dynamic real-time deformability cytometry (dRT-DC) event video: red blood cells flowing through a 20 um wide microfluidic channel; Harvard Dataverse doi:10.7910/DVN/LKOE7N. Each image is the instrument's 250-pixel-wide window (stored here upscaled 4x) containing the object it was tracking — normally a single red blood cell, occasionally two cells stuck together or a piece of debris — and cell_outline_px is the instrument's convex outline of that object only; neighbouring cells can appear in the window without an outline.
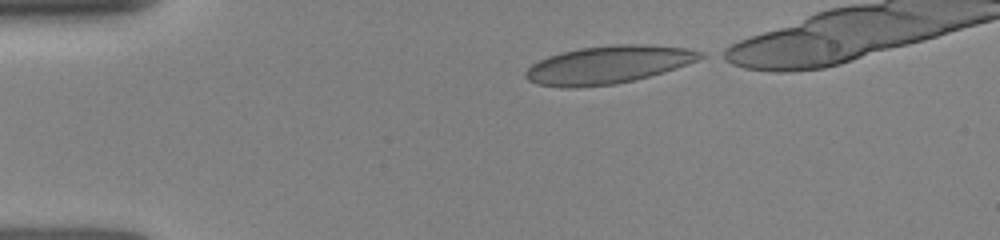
{"species": "human", "species_latin": "Homo sapiens", "temperature_condition": "room temperature", "stored_images_in_passage": 52, "camera_frame_rate_fps": 3000, "um_per_image_px": 0.085, "donor": {"sex": "female"}, "frame": {"image": 1, "passage_image": 1, "time_ms": 0.0, "image_size_px": [1000, 240], "cell_outline_px": [[708, 56], [688, 64], [676, 68], [648, 76], [616, 84], [576, 88], [560, 88], [536, 84], [528, 80], [524, 76], [524, 72], [532, 64], [548, 56], [580, 48], [612, 44], [640, 44], [688, 48], [704, 52]], "centroid_in_image_um": [51.69, 5.51], "position_along_channel_um": 33.3, "area_um2": 38.67}}
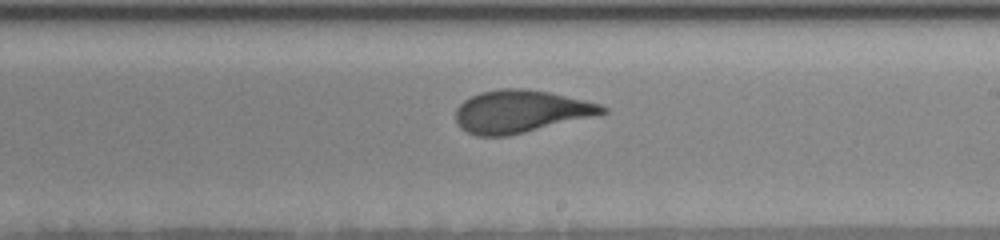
{"frame": {"image": 2, "passage_image": 33, "time_ms": 6.333, "image_size_px": [1000, 240], "cell_outline_px": [[608, 112], [592, 116], [508, 136], [476, 136], [460, 128], [456, 120], [456, 108], [464, 100], [480, 92], [504, 88], [524, 88], [548, 92], [584, 100], [600, 104], [608, 108]], "centroid_in_image_um": [44.22, 9.47], "position_along_channel_um": 244.8, "area_um2": 36.01}}
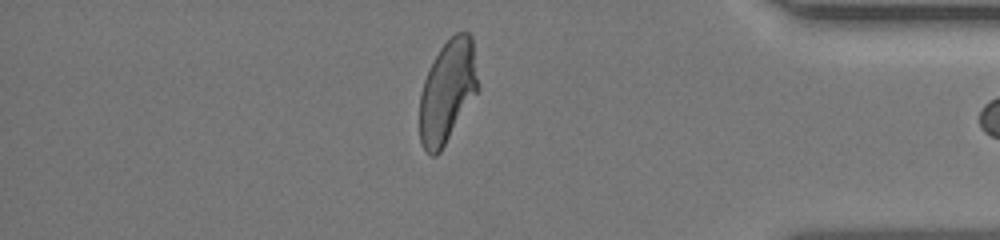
{"frame": {"image": 3, "passage_image": 51, "time_ms": 10.667, "image_size_px": [1000, 240], "cell_outline_px": [[480, 88], [440, 152], [436, 156], [432, 156], [424, 148], [420, 140], [420, 96], [424, 80], [440, 48], [456, 32], [468, 32], [472, 36]], "centroid_in_image_um": [38.06, 7.76], "position_along_channel_um": 397.1, "area_um2": 34.68}}